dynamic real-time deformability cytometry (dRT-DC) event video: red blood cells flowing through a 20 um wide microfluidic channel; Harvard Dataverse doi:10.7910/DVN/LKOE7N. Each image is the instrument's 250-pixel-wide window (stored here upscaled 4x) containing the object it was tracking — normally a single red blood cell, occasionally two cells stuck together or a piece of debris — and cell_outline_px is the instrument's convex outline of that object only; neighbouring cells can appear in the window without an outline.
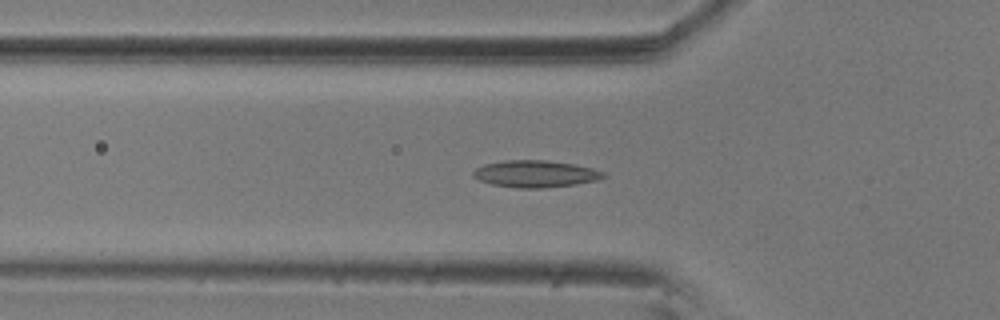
{"species": "common noctule bat (a hibernating species)", "species_latin": "Nyctalus noctula", "temperature_condition": "room temperature", "stored_images_in_passage": 56, "segment_of_instrument_passage": [1, 2], "camera_frame_rate_fps": 3000, "um_per_image_px": 0.085, "animal": {"sex": "male", "body_mass_g": 20.5, "forearm_length_mm": 52.5}, "frame": {"image": 1, "passage_image": 17, "time_ms": 5.333, "image_size_px": [1000, 320], "cell_outline_px": [[608, 176], [596, 180], [576, 184], [544, 188], [520, 188], [492, 184], [480, 180], [472, 176], [472, 172], [476, 168], [484, 164], [504, 160], [548, 160], [572, 164], [592, 168], [604, 172]], "centroid_in_image_um": [45.51, 14.77], "position_along_channel_um": 80.3, "area_um2": 20.4}}
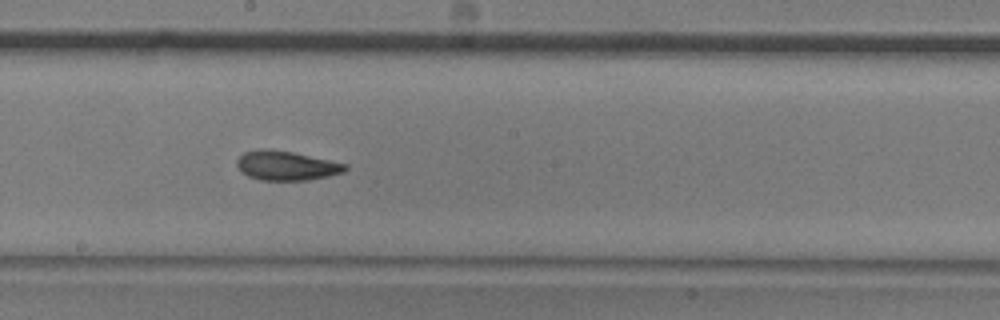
{"frame": {"image": 2, "passage_image": 29, "time_ms": 9.333, "image_size_px": [1000, 320], "cell_outline_px": [[348, 168], [344, 172], [328, 176], [308, 180], [260, 180], [248, 176], [240, 172], [236, 164], [236, 160], [244, 152], [256, 148], [264, 148], [292, 152], [348, 164]], "centroid_in_image_um": [24.31, 14.07], "position_along_channel_um": 223.9, "area_um2": 18.67}}
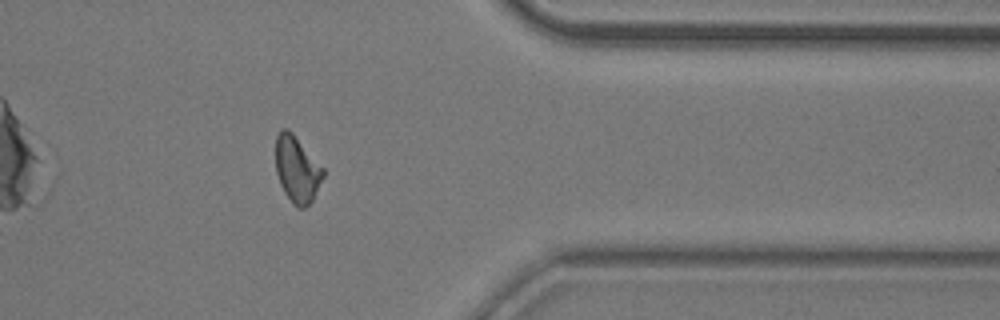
{"frame": {"image": 3, "passage_image": 44, "time_ms": 14.333, "image_size_px": [1000, 320], "cell_outline_px": [[324, 176], [312, 200], [304, 208], [296, 208], [292, 204], [284, 192], [280, 184], [276, 172], [276, 136], [280, 128], [288, 128], [292, 132], [324, 168]], "centroid_in_image_um": [25.23, 14.38], "position_along_channel_um": 386.2, "area_um2": 18.44}}